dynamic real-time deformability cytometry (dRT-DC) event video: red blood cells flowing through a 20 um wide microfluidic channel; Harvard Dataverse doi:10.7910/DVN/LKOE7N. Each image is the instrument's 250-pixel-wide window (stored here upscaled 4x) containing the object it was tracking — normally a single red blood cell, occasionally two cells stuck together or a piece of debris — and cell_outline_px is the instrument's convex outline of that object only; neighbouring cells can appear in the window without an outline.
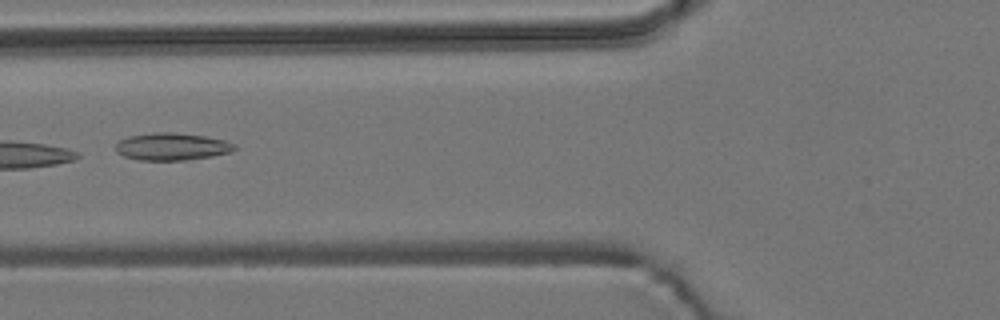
{"species": "common noctule bat (a hibernating species)", "species_latin": "Nyctalus noctula", "temperature_condition": "room temperature", "stored_images_in_passage": 5, "camera_frame_rate_fps": 3000, "um_per_image_px": 0.085, "animal": {"sex": "male", "body_mass_g": 19.2, "forearm_length_mm": 51.8}, "frame": {"image": 1, "passage_image": 5, "time_ms": 1.333, "image_size_px": [1000, 320], "cell_outline_px": [[236, 148], [232, 152], [212, 156], [184, 160], [140, 160], [124, 156], [116, 152], [116, 144], [120, 140], [128, 136], [156, 132], [172, 132], [204, 136], [224, 140], [236, 144]], "centroid_in_image_um": [14.62, 12.46], "position_along_channel_um": 111.2, "area_um2": 18.9}}